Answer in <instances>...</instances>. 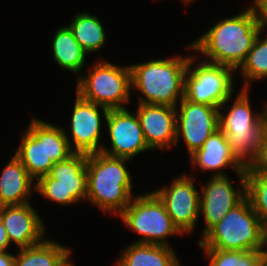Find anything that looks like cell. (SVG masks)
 Wrapping results in <instances>:
<instances>
[{
	"instance_id": "30bf717a",
	"label": "cell",
	"mask_w": 267,
	"mask_h": 266,
	"mask_svg": "<svg viewBox=\"0 0 267 266\" xmlns=\"http://www.w3.org/2000/svg\"><path fill=\"white\" fill-rule=\"evenodd\" d=\"M86 166L87 154L74 153L67 160L54 163L50 173L37 180L35 191L61 206L86 201Z\"/></svg>"
},
{
	"instance_id": "4dcf8cb0",
	"label": "cell",
	"mask_w": 267,
	"mask_h": 266,
	"mask_svg": "<svg viewBox=\"0 0 267 266\" xmlns=\"http://www.w3.org/2000/svg\"><path fill=\"white\" fill-rule=\"evenodd\" d=\"M263 255H264V258L267 259V227L264 228Z\"/></svg>"
},
{
	"instance_id": "d6a6232c",
	"label": "cell",
	"mask_w": 267,
	"mask_h": 266,
	"mask_svg": "<svg viewBox=\"0 0 267 266\" xmlns=\"http://www.w3.org/2000/svg\"><path fill=\"white\" fill-rule=\"evenodd\" d=\"M63 266H75L73 263L68 260Z\"/></svg>"
},
{
	"instance_id": "1f68e13d",
	"label": "cell",
	"mask_w": 267,
	"mask_h": 266,
	"mask_svg": "<svg viewBox=\"0 0 267 266\" xmlns=\"http://www.w3.org/2000/svg\"><path fill=\"white\" fill-rule=\"evenodd\" d=\"M259 266H267V259L264 258V259L260 262Z\"/></svg>"
},
{
	"instance_id": "e0dca14e",
	"label": "cell",
	"mask_w": 267,
	"mask_h": 266,
	"mask_svg": "<svg viewBox=\"0 0 267 266\" xmlns=\"http://www.w3.org/2000/svg\"><path fill=\"white\" fill-rule=\"evenodd\" d=\"M135 111L143 135L151 150H164L175 147L176 107L137 103Z\"/></svg>"
},
{
	"instance_id": "f546056e",
	"label": "cell",
	"mask_w": 267,
	"mask_h": 266,
	"mask_svg": "<svg viewBox=\"0 0 267 266\" xmlns=\"http://www.w3.org/2000/svg\"><path fill=\"white\" fill-rule=\"evenodd\" d=\"M10 246L5 227L0 220V252L6 251Z\"/></svg>"
},
{
	"instance_id": "3957f363",
	"label": "cell",
	"mask_w": 267,
	"mask_h": 266,
	"mask_svg": "<svg viewBox=\"0 0 267 266\" xmlns=\"http://www.w3.org/2000/svg\"><path fill=\"white\" fill-rule=\"evenodd\" d=\"M129 161L102 152L87 155V202L103 213L120 215L134 197Z\"/></svg>"
},
{
	"instance_id": "7402d4cb",
	"label": "cell",
	"mask_w": 267,
	"mask_h": 266,
	"mask_svg": "<svg viewBox=\"0 0 267 266\" xmlns=\"http://www.w3.org/2000/svg\"><path fill=\"white\" fill-rule=\"evenodd\" d=\"M71 249L54 240L18 249L15 266H63L71 258Z\"/></svg>"
},
{
	"instance_id": "9a60e30c",
	"label": "cell",
	"mask_w": 267,
	"mask_h": 266,
	"mask_svg": "<svg viewBox=\"0 0 267 266\" xmlns=\"http://www.w3.org/2000/svg\"><path fill=\"white\" fill-rule=\"evenodd\" d=\"M111 149L105 146L101 152L119 158L132 160L144 151H150L136 113L127 108L109 110L105 119Z\"/></svg>"
},
{
	"instance_id": "9c48e42d",
	"label": "cell",
	"mask_w": 267,
	"mask_h": 266,
	"mask_svg": "<svg viewBox=\"0 0 267 266\" xmlns=\"http://www.w3.org/2000/svg\"><path fill=\"white\" fill-rule=\"evenodd\" d=\"M195 60L197 55L194 54L189 59L185 76L184 97L194 103L224 108L234 95L235 70L203 59L195 65Z\"/></svg>"
},
{
	"instance_id": "83f0119b",
	"label": "cell",
	"mask_w": 267,
	"mask_h": 266,
	"mask_svg": "<svg viewBox=\"0 0 267 266\" xmlns=\"http://www.w3.org/2000/svg\"><path fill=\"white\" fill-rule=\"evenodd\" d=\"M255 167L267 170V127L264 133L263 146L261 148V153L259 155V160L256 163Z\"/></svg>"
},
{
	"instance_id": "2e32d148",
	"label": "cell",
	"mask_w": 267,
	"mask_h": 266,
	"mask_svg": "<svg viewBox=\"0 0 267 266\" xmlns=\"http://www.w3.org/2000/svg\"><path fill=\"white\" fill-rule=\"evenodd\" d=\"M2 221L10 246L18 249L41 243L46 235L43 219L30 203L0 207Z\"/></svg>"
},
{
	"instance_id": "4316f807",
	"label": "cell",
	"mask_w": 267,
	"mask_h": 266,
	"mask_svg": "<svg viewBox=\"0 0 267 266\" xmlns=\"http://www.w3.org/2000/svg\"><path fill=\"white\" fill-rule=\"evenodd\" d=\"M251 7L253 8L258 23L260 24L262 30H266L267 26V0H253Z\"/></svg>"
},
{
	"instance_id": "44dd1931",
	"label": "cell",
	"mask_w": 267,
	"mask_h": 266,
	"mask_svg": "<svg viewBox=\"0 0 267 266\" xmlns=\"http://www.w3.org/2000/svg\"><path fill=\"white\" fill-rule=\"evenodd\" d=\"M53 36L52 53L55 62L63 70L80 76L86 55L89 54L78 44L67 25L59 27Z\"/></svg>"
},
{
	"instance_id": "ba28073f",
	"label": "cell",
	"mask_w": 267,
	"mask_h": 266,
	"mask_svg": "<svg viewBox=\"0 0 267 266\" xmlns=\"http://www.w3.org/2000/svg\"><path fill=\"white\" fill-rule=\"evenodd\" d=\"M119 216L128 228L140 235L135 243L172 247L167 237L183 235L173 224L165 204L154 191L134 196Z\"/></svg>"
},
{
	"instance_id": "6da1fadb",
	"label": "cell",
	"mask_w": 267,
	"mask_h": 266,
	"mask_svg": "<svg viewBox=\"0 0 267 266\" xmlns=\"http://www.w3.org/2000/svg\"><path fill=\"white\" fill-rule=\"evenodd\" d=\"M215 23L186 49L203 55V61L228 66L236 71L245 62L257 35L262 31L255 12L250 5L243 12Z\"/></svg>"
},
{
	"instance_id": "d6986e66",
	"label": "cell",
	"mask_w": 267,
	"mask_h": 266,
	"mask_svg": "<svg viewBox=\"0 0 267 266\" xmlns=\"http://www.w3.org/2000/svg\"><path fill=\"white\" fill-rule=\"evenodd\" d=\"M35 186L36 181L14 154L0 176V207L29 203Z\"/></svg>"
},
{
	"instance_id": "5b68a950",
	"label": "cell",
	"mask_w": 267,
	"mask_h": 266,
	"mask_svg": "<svg viewBox=\"0 0 267 266\" xmlns=\"http://www.w3.org/2000/svg\"><path fill=\"white\" fill-rule=\"evenodd\" d=\"M21 132V143L14 153L34 180L74 154L62 126L34 117Z\"/></svg>"
},
{
	"instance_id": "4fadbf2b",
	"label": "cell",
	"mask_w": 267,
	"mask_h": 266,
	"mask_svg": "<svg viewBox=\"0 0 267 266\" xmlns=\"http://www.w3.org/2000/svg\"><path fill=\"white\" fill-rule=\"evenodd\" d=\"M236 175L240 183L237 188L232 184L234 180L231 181L227 175H211L203 184L199 205L205 222L202 237L246 196V171H239Z\"/></svg>"
},
{
	"instance_id": "5bb4252c",
	"label": "cell",
	"mask_w": 267,
	"mask_h": 266,
	"mask_svg": "<svg viewBox=\"0 0 267 266\" xmlns=\"http://www.w3.org/2000/svg\"><path fill=\"white\" fill-rule=\"evenodd\" d=\"M73 107L70 120V135L72 139L69 138L70 136H68L63 127L70 148L74 153L87 155L101 152L104 146L100 144L101 126L103 125L101 115L103 114L102 117L106 119L109 109L87 101L77 93Z\"/></svg>"
},
{
	"instance_id": "7a4b0ae2",
	"label": "cell",
	"mask_w": 267,
	"mask_h": 266,
	"mask_svg": "<svg viewBox=\"0 0 267 266\" xmlns=\"http://www.w3.org/2000/svg\"><path fill=\"white\" fill-rule=\"evenodd\" d=\"M227 113L219 107V128L224 132L231 155L244 168L255 167L259 160L267 127V101L264 109L253 112L249 91L241 89Z\"/></svg>"
},
{
	"instance_id": "484cf974",
	"label": "cell",
	"mask_w": 267,
	"mask_h": 266,
	"mask_svg": "<svg viewBox=\"0 0 267 266\" xmlns=\"http://www.w3.org/2000/svg\"><path fill=\"white\" fill-rule=\"evenodd\" d=\"M203 250L208 257L209 266H259L264 259L263 250Z\"/></svg>"
},
{
	"instance_id": "836d02e7",
	"label": "cell",
	"mask_w": 267,
	"mask_h": 266,
	"mask_svg": "<svg viewBox=\"0 0 267 266\" xmlns=\"http://www.w3.org/2000/svg\"><path fill=\"white\" fill-rule=\"evenodd\" d=\"M193 1H196V0H186V4H190L191 2L193 3Z\"/></svg>"
},
{
	"instance_id": "8fae6325",
	"label": "cell",
	"mask_w": 267,
	"mask_h": 266,
	"mask_svg": "<svg viewBox=\"0 0 267 266\" xmlns=\"http://www.w3.org/2000/svg\"><path fill=\"white\" fill-rule=\"evenodd\" d=\"M196 188L192 175L182 173L169 186L153 190L163 201L173 224L183 235L195 231L200 217V191Z\"/></svg>"
},
{
	"instance_id": "d4e9b609",
	"label": "cell",
	"mask_w": 267,
	"mask_h": 266,
	"mask_svg": "<svg viewBox=\"0 0 267 266\" xmlns=\"http://www.w3.org/2000/svg\"><path fill=\"white\" fill-rule=\"evenodd\" d=\"M246 196L258 215L263 228L267 227V170L246 169Z\"/></svg>"
},
{
	"instance_id": "ac0fdd59",
	"label": "cell",
	"mask_w": 267,
	"mask_h": 266,
	"mask_svg": "<svg viewBox=\"0 0 267 266\" xmlns=\"http://www.w3.org/2000/svg\"><path fill=\"white\" fill-rule=\"evenodd\" d=\"M190 163L192 169L199 168L203 172H214L212 176L227 175L223 170L227 167L232 168L235 174L239 171H246L231 155L230 145L220 128L212 133L202 147L190 156Z\"/></svg>"
},
{
	"instance_id": "52a82bcc",
	"label": "cell",
	"mask_w": 267,
	"mask_h": 266,
	"mask_svg": "<svg viewBox=\"0 0 267 266\" xmlns=\"http://www.w3.org/2000/svg\"><path fill=\"white\" fill-rule=\"evenodd\" d=\"M94 63L87 76L77 77L76 93L109 110L127 108L132 90L130 66L115 65L104 59Z\"/></svg>"
},
{
	"instance_id": "603a6c76",
	"label": "cell",
	"mask_w": 267,
	"mask_h": 266,
	"mask_svg": "<svg viewBox=\"0 0 267 266\" xmlns=\"http://www.w3.org/2000/svg\"><path fill=\"white\" fill-rule=\"evenodd\" d=\"M68 27L78 44L87 53H97L106 43V33L101 20L89 12L85 11L74 15Z\"/></svg>"
},
{
	"instance_id": "f1b7e54d",
	"label": "cell",
	"mask_w": 267,
	"mask_h": 266,
	"mask_svg": "<svg viewBox=\"0 0 267 266\" xmlns=\"http://www.w3.org/2000/svg\"><path fill=\"white\" fill-rule=\"evenodd\" d=\"M15 257L7 250L0 252V266H15Z\"/></svg>"
},
{
	"instance_id": "ffe728a7",
	"label": "cell",
	"mask_w": 267,
	"mask_h": 266,
	"mask_svg": "<svg viewBox=\"0 0 267 266\" xmlns=\"http://www.w3.org/2000/svg\"><path fill=\"white\" fill-rule=\"evenodd\" d=\"M122 251L115 266H181L177 254L169 246L132 242Z\"/></svg>"
},
{
	"instance_id": "cb8c5ba5",
	"label": "cell",
	"mask_w": 267,
	"mask_h": 266,
	"mask_svg": "<svg viewBox=\"0 0 267 266\" xmlns=\"http://www.w3.org/2000/svg\"><path fill=\"white\" fill-rule=\"evenodd\" d=\"M262 32L257 35L245 62L238 69L244 80L241 89H249L251 82L267 78V36L261 39Z\"/></svg>"
},
{
	"instance_id": "8992f818",
	"label": "cell",
	"mask_w": 267,
	"mask_h": 266,
	"mask_svg": "<svg viewBox=\"0 0 267 266\" xmlns=\"http://www.w3.org/2000/svg\"><path fill=\"white\" fill-rule=\"evenodd\" d=\"M264 228L245 196L198 241L202 249L263 250Z\"/></svg>"
},
{
	"instance_id": "7c38bea8",
	"label": "cell",
	"mask_w": 267,
	"mask_h": 266,
	"mask_svg": "<svg viewBox=\"0 0 267 266\" xmlns=\"http://www.w3.org/2000/svg\"><path fill=\"white\" fill-rule=\"evenodd\" d=\"M176 106V142L183 139L189 156L219 129V108L194 103L185 97Z\"/></svg>"
},
{
	"instance_id": "277c9868",
	"label": "cell",
	"mask_w": 267,
	"mask_h": 266,
	"mask_svg": "<svg viewBox=\"0 0 267 266\" xmlns=\"http://www.w3.org/2000/svg\"><path fill=\"white\" fill-rule=\"evenodd\" d=\"M191 55L130 64L131 85L141 93L137 103L176 107L185 95V76Z\"/></svg>"
}]
</instances>
